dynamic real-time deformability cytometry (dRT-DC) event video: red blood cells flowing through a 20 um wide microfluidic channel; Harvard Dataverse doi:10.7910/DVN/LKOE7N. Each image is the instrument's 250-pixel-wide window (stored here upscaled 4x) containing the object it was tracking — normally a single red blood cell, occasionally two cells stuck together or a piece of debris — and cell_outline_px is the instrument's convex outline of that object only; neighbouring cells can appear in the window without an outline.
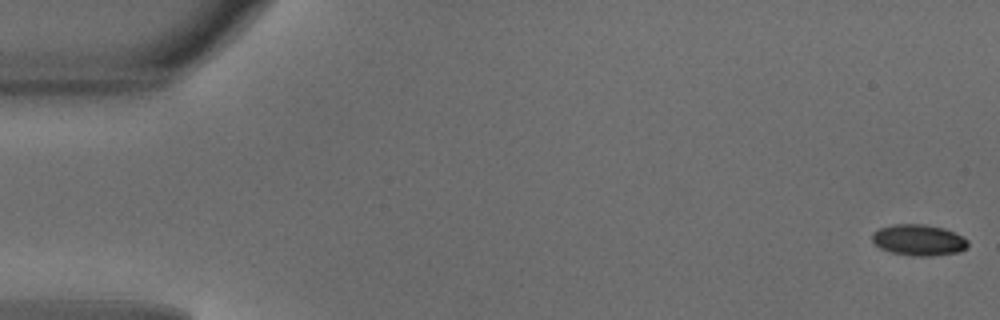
{"species": "common noctule bat (a hibernating species)", "species_latin": "Nyctalus noctula", "temperature_condition": "warm", "stored_images_in_passage": 49, "camera_frame_rate_fps": 3000, "um_per_image_px": 0.085, "animal": {"sex": "male", "body_mass_g": 18.8}, "frame": {"image": 1, "passage_image": 1, "time_ms": 0.0, "image_size_px": [1000, 320], "cell_outline_px": [[968, 248], [956, 252], [932, 256], [912, 256], [892, 252], [880, 248], [872, 240], [872, 232], [880, 228], [892, 224], [924, 224], [944, 228], [968, 240]], "centroid_in_image_um": [78.07, 20.4], "position_along_channel_um": 6.9, "area_um2": 17.28}}
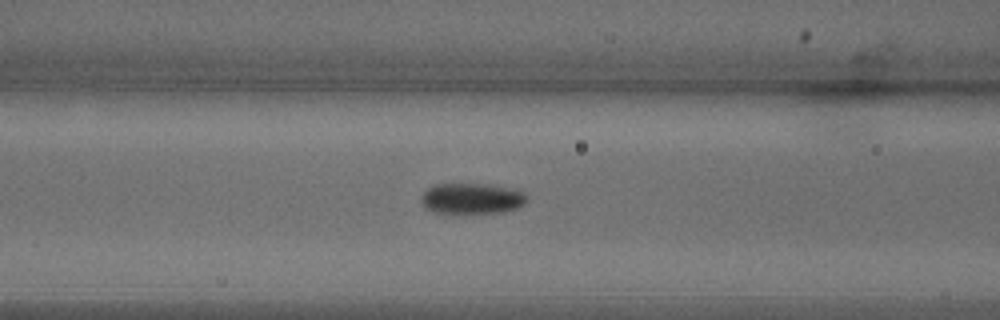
{"frame": {"image": 2, "passage_image": 20, "time_ms": 6.333, "image_size_px": [1000, 320], "cell_outline_px": [[528, 200], [524, 204], [516, 208], [504, 212], [464, 216], [432, 212], [424, 208], [420, 200], [420, 196], [428, 188], [436, 184], [484, 184], [524, 192]], "centroid_in_image_um": [40.03, 16.94], "position_along_channel_um": 126.6, "area_um2": 19.65}}
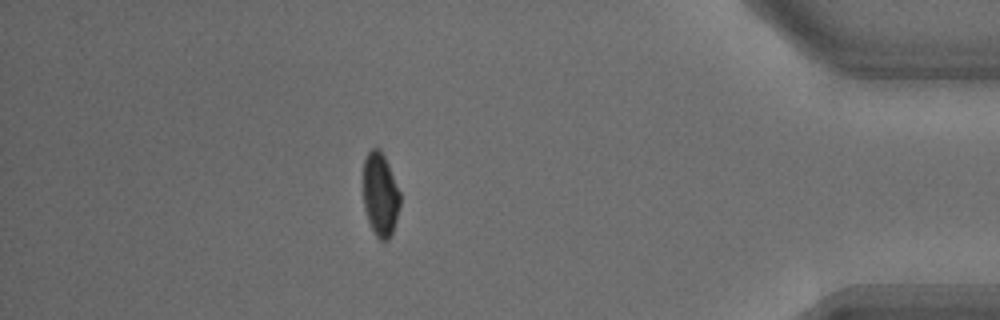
{"frame": {"image": 3, "passage_image": 43, "time_ms": 14.0, "image_size_px": [1000, 320], "cell_outline_px": [[400, 204], [396, 220], [392, 232], [388, 240], [380, 240], [376, 236], [368, 220], [364, 208], [364, 160], [368, 152], [372, 148], [380, 148], [388, 164], [400, 192]], "centroid_in_image_um": [32.33, 16.53], "position_along_channel_um": 402.9, "area_um2": 17.74}, "authors_computed_cell_mechanics": {"area_um2": 18.496, "velocity_mm_per_s": 4.1568, "shape_relaxation_time_tau1_ms": 2.5878, "shape_relaxation_time_tau2_ms": null, "deformation_change_tau1": 0.114, "deformation_change_tau2": null}}